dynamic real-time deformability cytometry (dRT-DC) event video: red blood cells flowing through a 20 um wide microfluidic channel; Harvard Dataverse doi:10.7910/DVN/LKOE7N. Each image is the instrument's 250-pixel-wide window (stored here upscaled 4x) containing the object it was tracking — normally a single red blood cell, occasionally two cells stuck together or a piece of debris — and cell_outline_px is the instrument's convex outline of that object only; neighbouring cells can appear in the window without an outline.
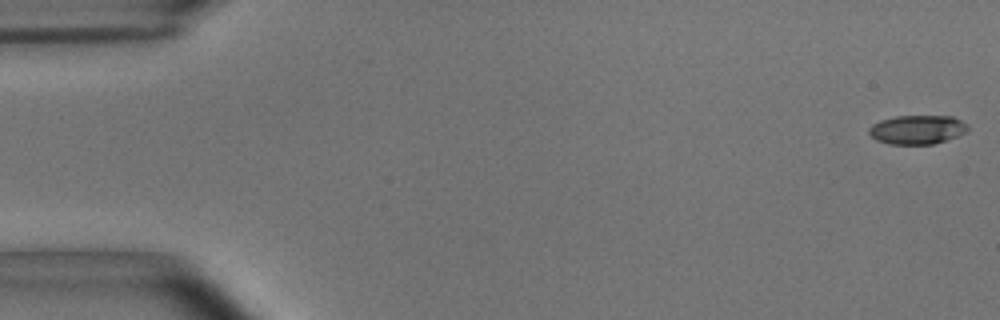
{"species": "common noctule bat (a hibernating species)", "species_latin": "Nyctalus noctula", "temperature_condition": "room temperature", "stored_images_in_passage": 54, "camera_frame_rate_fps": 3000, "um_per_image_px": 0.085, "animal": {"sex": "male", "body_mass_g": 15.6}, "frame": {"image": 1, "passage_image": 1, "time_ms": 0.0, "image_size_px": [1000, 320], "cell_outline_px": [[968, 132], [948, 140], [932, 144], [888, 144], [876, 140], [868, 132], [868, 128], [872, 124], [880, 120], [896, 116], [952, 116], [968, 124]], "centroid_in_image_um": [77.98, 11.02], "position_along_channel_um": 7.0, "area_um2": 16.88}}
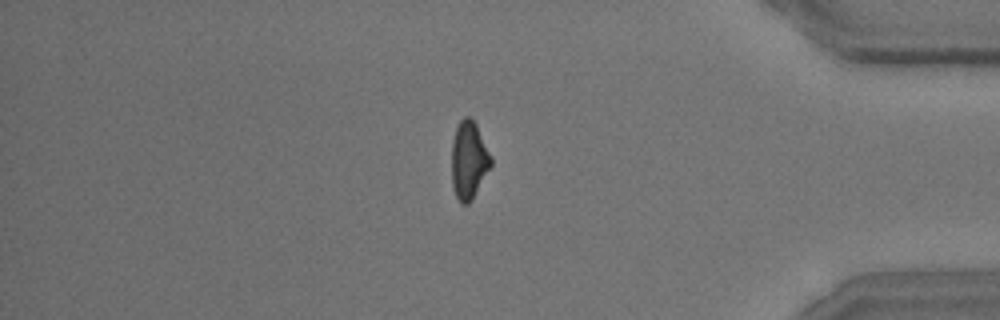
{"frame": {"image": 2, "passage_image": 46, "time_ms": 15.0, "image_size_px": [1000, 320], "cell_outline_px": [[492, 164], [472, 200], [468, 204], [460, 204], [456, 196], [452, 184], [452, 140], [456, 128], [460, 120], [464, 116], [468, 116], [476, 124], [492, 156]], "centroid_in_image_um": [39.85, 13.62], "position_along_channel_um": 395.3, "area_um2": 17.86}}
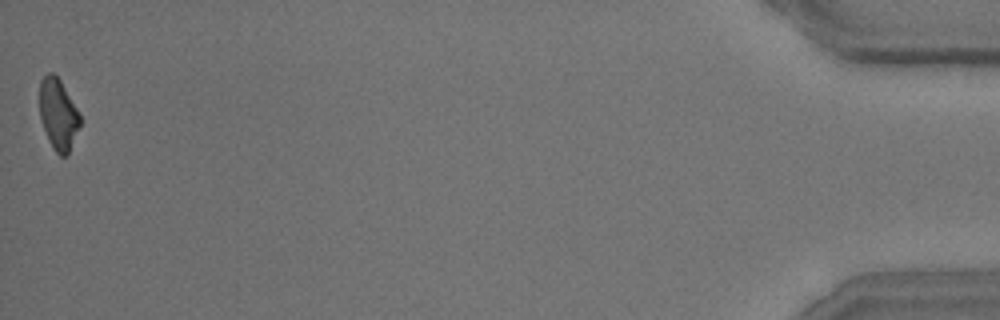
{"frame": {"image": 3, "passage_image": 54, "time_ms": 17.667, "image_size_px": [1000, 320], "cell_outline_px": [[80, 124], [68, 152], [64, 156], [60, 156], [52, 148], [48, 140], [40, 116], [40, 80], [48, 72], [52, 72], [60, 80], [80, 112]], "centroid_in_image_um": [4.94, 9.69], "position_along_channel_um": 430.3, "area_um2": 16.53}, "authors_computed_cell_mechanics": {"area_um2": 17.7157, "velocity_mm_per_s": 3.7004, "shape_relaxation_time_tau1_ms": 4.1251, "shape_relaxation_time_tau2_ms": 4.5377, "deformation_change_tau1": 0.1559, "deformation_change_tau2": 0.1356}}